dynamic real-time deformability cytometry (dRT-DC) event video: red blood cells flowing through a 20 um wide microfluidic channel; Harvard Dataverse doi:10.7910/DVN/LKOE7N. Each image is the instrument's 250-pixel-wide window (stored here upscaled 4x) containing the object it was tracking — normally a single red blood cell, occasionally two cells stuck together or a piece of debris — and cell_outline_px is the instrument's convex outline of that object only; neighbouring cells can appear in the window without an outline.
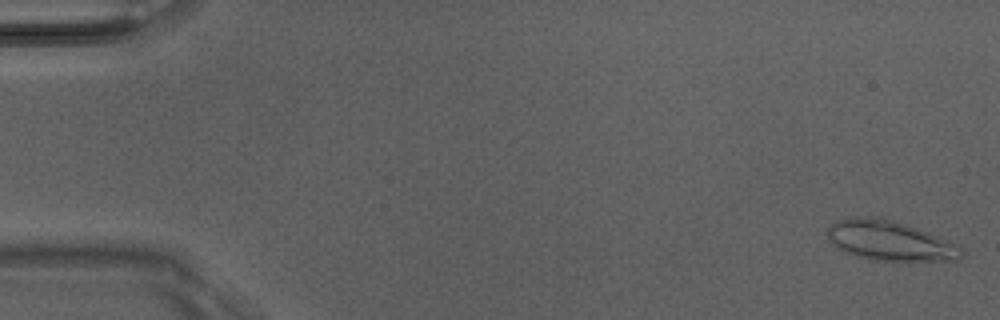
{"species": "Egyptian fruit bat (a non-hibernating species)", "species_latin": "Rousettus aegyptiacus", "temperature_condition": "room temperature", "stored_images_in_passage": 5, "camera_frame_rate_fps": 3000, "um_per_image_px": 0.085, "animal": {"sex": "male"}, "frame": {"image": 1, "passage_image": 1, "time_ms": 0.0, "image_size_px": [1000, 320], "cell_outline_px": [[960, 260], [868, 260], [856, 256], [836, 248], [828, 240], [828, 228], [836, 220], [844, 216], [880, 216], [928, 232], [960, 244]], "centroid_in_image_um": [75.57, 20.43], "position_along_channel_um": 9.4, "area_um2": 31.27}}